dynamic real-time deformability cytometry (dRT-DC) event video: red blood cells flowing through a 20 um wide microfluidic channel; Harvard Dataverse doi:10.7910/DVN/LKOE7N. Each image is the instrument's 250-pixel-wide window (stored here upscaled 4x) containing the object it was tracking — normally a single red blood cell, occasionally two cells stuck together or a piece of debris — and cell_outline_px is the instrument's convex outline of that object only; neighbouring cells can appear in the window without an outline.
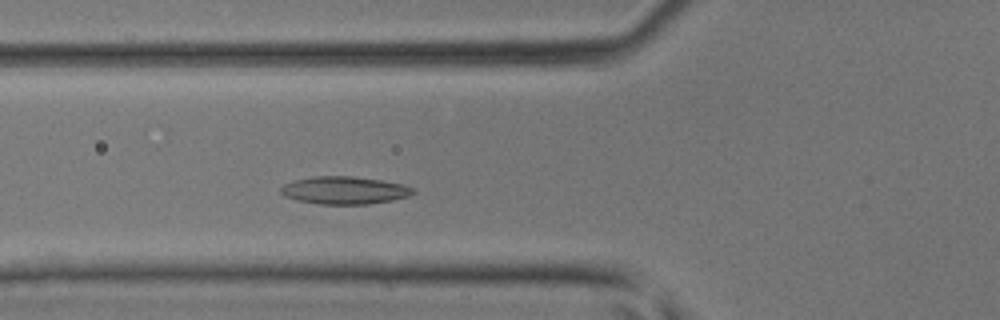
{"species": "common noctule bat (a hibernating species)", "species_latin": "Nyctalus noctula", "temperature_condition": "room temperature", "stored_images_in_passage": 38, "camera_frame_rate_fps": 3000, "um_per_image_px": 0.085, "animal": {"sex": "male", "body_mass_g": 17.9, "forearm_length_mm": 54.2}, "frame": {"image": 1, "passage_image": 11, "time_ms": 3.333, "image_size_px": [1000, 320], "cell_outline_px": [[416, 192], [408, 196], [392, 200], [368, 204], [320, 204], [296, 200], [284, 196], [280, 192], [280, 188], [284, 184], [296, 180], [312, 176], [352, 176], [380, 180], [404, 184], [416, 188]], "centroid_in_image_um": [29.3, 16.17], "position_along_channel_um": 96.5, "area_um2": 21.39}}
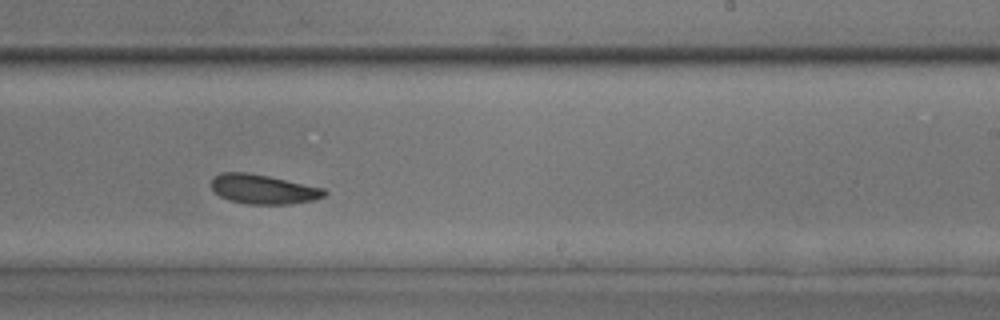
{"frame": {"image": 2, "passage_image": 22, "time_ms": 7.0, "image_size_px": [1000, 320], "cell_outline_px": [[328, 192], [324, 196], [312, 200], [292, 204], [244, 204], [228, 200], [220, 196], [212, 188], [212, 180], [220, 172], [248, 172], [268, 176], [324, 188]], "centroid_in_image_um": [22.37, 16.09], "position_along_channel_um": 266.6, "area_um2": 19.36}}
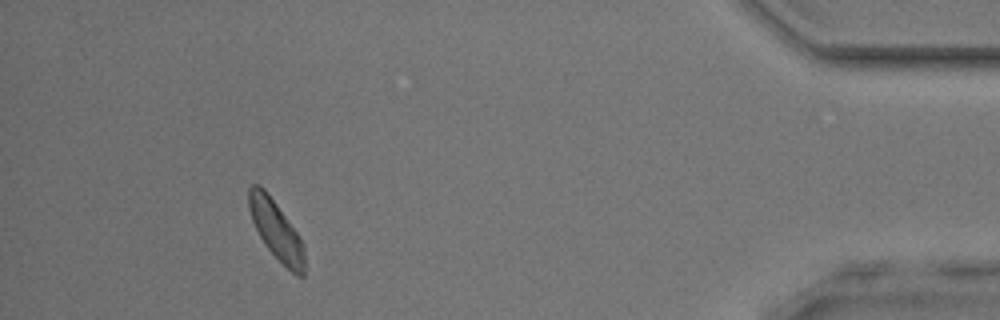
{"frame": {"image": 3, "passage_image": 35, "time_ms": 11.333, "image_size_px": [1000, 320], "cell_outline_px": [[304, 276], [296, 276], [268, 248], [260, 236], [252, 220], [248, 208], [248, 188], [252, 184], [260, 184], [264, 188], [276, 204], [296, 232], [304, 244]], "centroid_in_image_um": [23.46, 19.53], "position_along_channel_um": 411.7, "area_um2": 18.67}}